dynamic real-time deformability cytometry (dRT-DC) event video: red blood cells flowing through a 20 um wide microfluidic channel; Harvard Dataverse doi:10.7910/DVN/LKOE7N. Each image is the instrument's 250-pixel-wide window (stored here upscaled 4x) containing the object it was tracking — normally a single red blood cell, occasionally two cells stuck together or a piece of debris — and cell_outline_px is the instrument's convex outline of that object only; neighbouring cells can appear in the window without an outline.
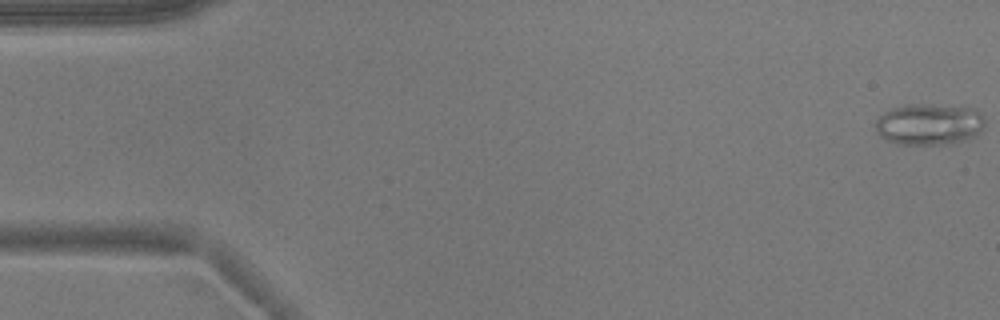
{"species": "common noctule bat (a hibernating species)", "species_latin": "Nyctalus noctula", "temperature_condition": "warm", "stored_images_in_passage": 4, "camera_frame_rate_fps": 3000, "um_per_image_px": 0.085, "animal": {"sex": "male", "body_mass_g": 17.9}, "frame": {"image": 1, "passage_image": 4, "time_ms": 4.667, "image_size_px": [1000, 320], "cell_outline_px": [[984, 128], [976, 136], [968, 140], [956, 144], [900, 144], [888, 140], [880, 136], [876, 132], [876, 120], [888, 108], [904, 104], [924, 104], [976, 108], [984, 116]], "centroid_in_image_um": [79.01, 10.56], "position_along_channel_um": 6.0, "area_um2": 26.88}}